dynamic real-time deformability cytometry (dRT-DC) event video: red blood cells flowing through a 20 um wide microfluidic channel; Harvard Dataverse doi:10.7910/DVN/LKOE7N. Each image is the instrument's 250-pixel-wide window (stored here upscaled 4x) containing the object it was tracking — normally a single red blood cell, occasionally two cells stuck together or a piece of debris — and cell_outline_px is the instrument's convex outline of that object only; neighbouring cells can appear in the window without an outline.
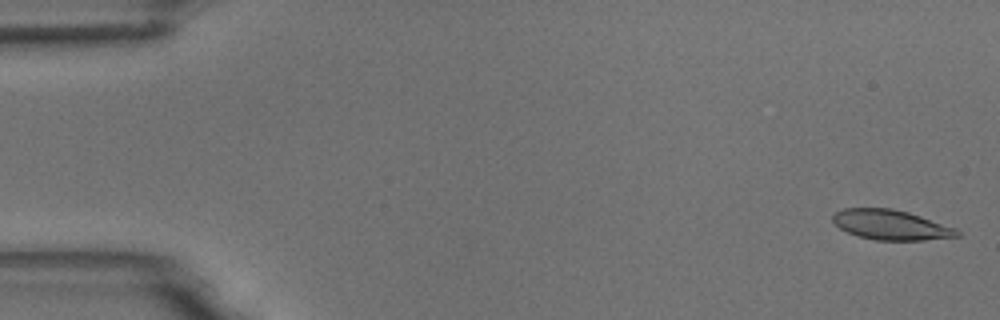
{"species": "common noctule bat (a hibernating species)", "species_latin": "Nyctalus noctula", "temperature_condition": "room temperature", "stored_images_in_passage": 4, "camera_frame_rate_fps": 3000, "um_per_image_px": 0.085, "animal": {"sex": "male", "body_mass_g": 18.8}, "frame": {"image": 1, "passage_image": 1, "time_ms": 0.0, "image_size_px": [1000, 320], "cell_outline_px": [[960, 236], [924, 240], [876, 240], [860, 236], [848, 232], [840, 228], [832, 220], [832, 216], [836, 212], [844, 208], [892, 208], [908, 212], [956, 228], [960, 232]], "centroid_in_image_um": [75.74, 19.11], "position_along_channel_um": 9.3, "area_um2": 21.5}}